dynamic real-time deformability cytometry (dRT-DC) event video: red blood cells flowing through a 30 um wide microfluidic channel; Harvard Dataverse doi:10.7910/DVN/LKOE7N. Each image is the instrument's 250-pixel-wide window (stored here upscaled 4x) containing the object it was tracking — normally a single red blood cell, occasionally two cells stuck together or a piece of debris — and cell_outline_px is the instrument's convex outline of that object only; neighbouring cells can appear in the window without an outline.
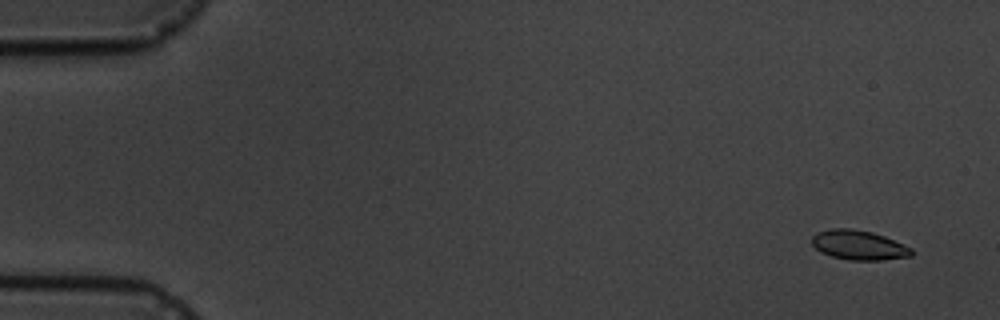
{"species": "common noctule bat (a hibernating species)", "species_latin": "Nyctalus noctula", "temperature_condition": "cold", "stored_images_in_passage": 6, "camera_frame_rate_fps": 3000, "um_per_image_px": 0.085, "animal": {"sex": "male", "body_mass_g": 19.5, "forearm_length_mm": 54.6}, "frame": {"image": 1, "passage_image": 2, "time_ms": 1.0, "image_size_px": [1000, 320], "cell_outline_px": [[912, 256], [880, 260], [848, 260], [832, 256], [820, 252], [812, 244], [812, 236], [816, 232], [832, 228], [852, 228], [872, 232], [884, 236], [912, 248]], "centroid_in_image_um": [72.97, 20.83], "position_along_channel_um": 12.0, "area_um2": 17.17}}
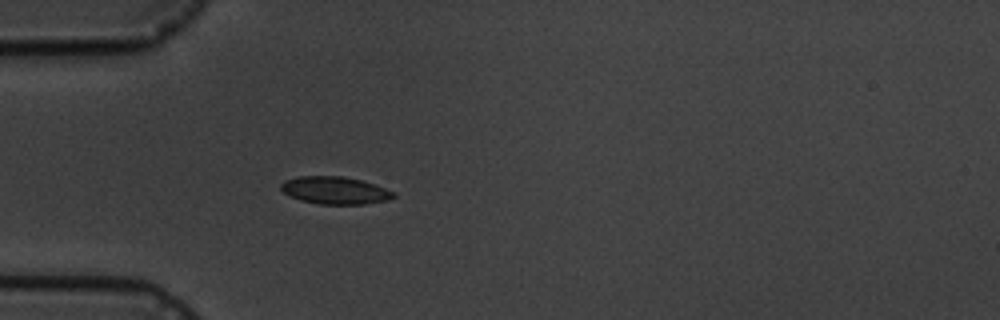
{"frame": {"image": 2, "passage_image": 6, "time_ms": 5.667, "image_size_px": [1000, 320], "cell_outline_px": [[396, 196], [388, 200], [364, 204], [320, 204], [300, 200], [284, 192], [280, 188], [280, 184], [284, 180], [300, 176], [344, 176], [360, 180], [396, 192]], "centroid_in_image_um": [28.47, 16.18], "position_along_channel_um": 56.5, "area_um2": 17.92}}